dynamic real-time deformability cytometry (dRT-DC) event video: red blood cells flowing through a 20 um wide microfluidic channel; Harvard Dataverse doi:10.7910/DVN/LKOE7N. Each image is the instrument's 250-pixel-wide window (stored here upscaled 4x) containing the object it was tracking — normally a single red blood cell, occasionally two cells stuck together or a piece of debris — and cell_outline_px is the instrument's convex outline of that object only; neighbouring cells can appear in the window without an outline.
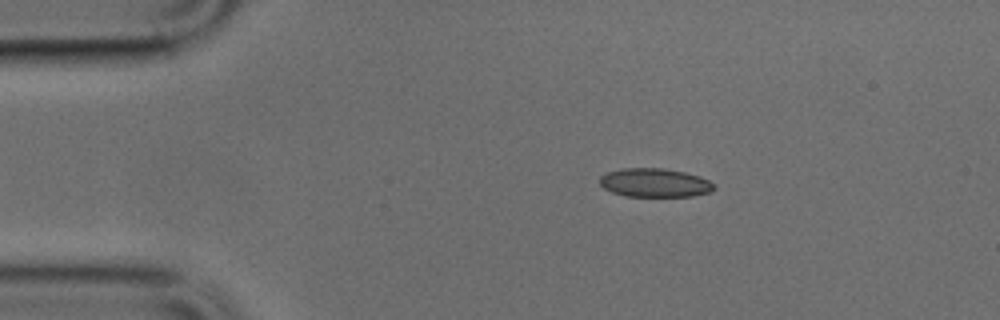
{"species": "common noctule bat (a hibernating species)", "species_latin": "Nyctalus noctula", "temperature_condition": "cold", "stored_images_in_passage": 44, "camera_frame_rate_fps": 3000, "um_per_image_px": 0.085, "animal": {"sex": "male", "body_mass_g": 17.9, "forearm_length_mm": 54.2}, "frame": {"image": 1, "passage_image": 3, "time_ms": 0.667, "image_size_px": [1000, 320], "cell_outline_px": [[716, 188], [708, 192], [692, 196], [624, 196], [612, 192], [604, 188], [600, 184], [600, 176], [608, 172], [624, 168], [664, 168], [684, 172], [700, 176], [708, 180]], "centroid_in_image_um": [55.64, 15.53], "position_along_channel_um": 29.4, "area_um2": 19.02}}
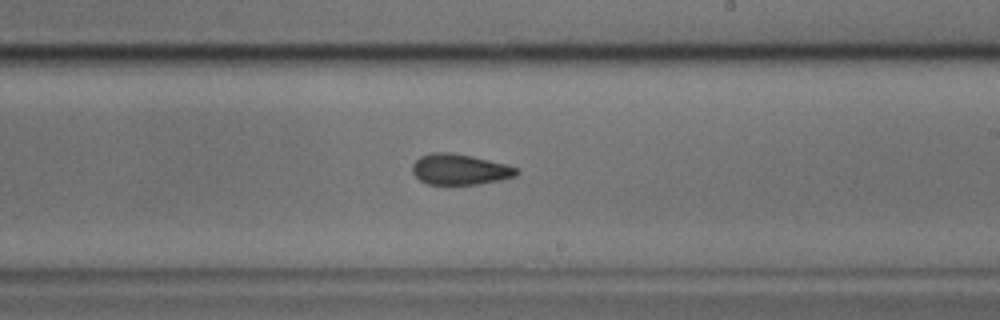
{"frame": {"image": 2, "passage_image": 23, "time_ms": 7.333, "image_size_px": [1000, 320], "cell_outline_px": [[520, 172], [516, 176], [500, 180], [480, 184], [428, 184], [420, 180], [412, 172], [412, 164], [420, 156], [432, 152], [452, 152], [472, 156], [508, 164], [520, 168]], "centroid_in_image_um": [39.12, 14.39], "position_along_channel_um": 249.9, "area_um2": 18.9}}
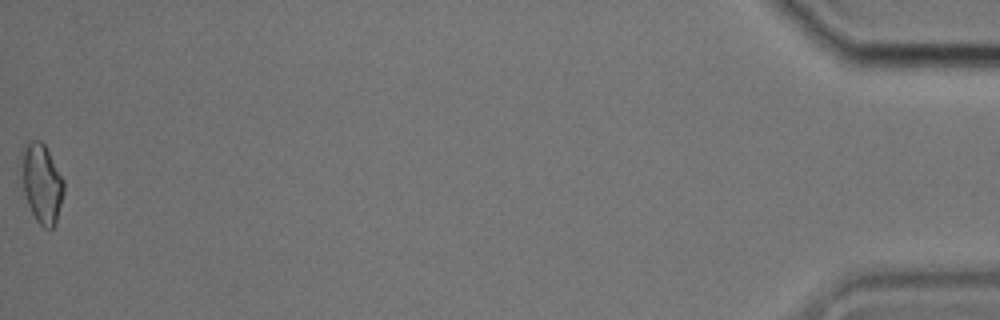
{"frame": {"image": 3, "passage_image": 44, "time_ms": 14.333, "image_size_px": [1000, 320], "cell_outline_px": [[64, 192], [56, 224], [52, 228], [44, 228], [36, 220], [28, 204], [24, 192], [24, 148], [28, 140], [40, 140], [44, 144], [64, 180]], "centroid_in_image_um": [3.61, 15.63], "position_along_channel_um": 431.6, "area_um2": 18.84}}